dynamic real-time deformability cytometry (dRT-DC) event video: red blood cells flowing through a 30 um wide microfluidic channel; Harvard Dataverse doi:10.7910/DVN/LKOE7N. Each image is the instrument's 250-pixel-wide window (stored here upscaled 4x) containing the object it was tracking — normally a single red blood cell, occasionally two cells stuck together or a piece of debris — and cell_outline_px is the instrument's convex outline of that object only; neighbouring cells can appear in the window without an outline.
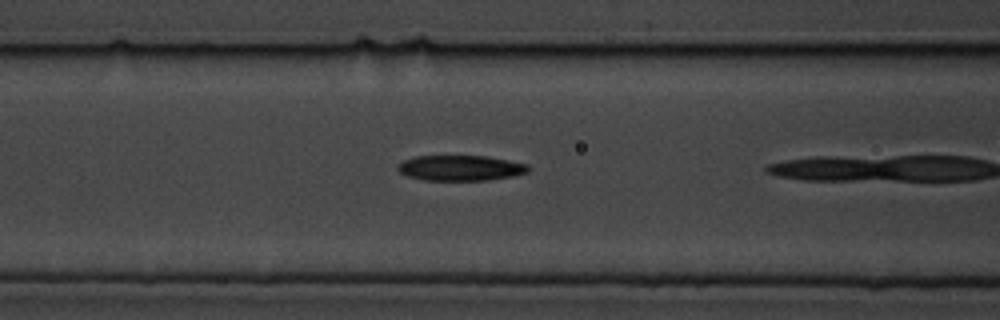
{"species": "common noctule bat (a hibernating species)", "species_latin": "Nyctalus noctula", "temperature_condition": "cold", "stored_images_in_passage": 17, "camera_frame_rate_fps": 3000, "um_per_image_px": 0.085, "animal": {"sex": "male", "body_mass_g": 19.5, "forearm_length_mm": 54.6}, "frame": {"image": 1, "passage_image": 6, "time_ms": 1.667, "image_size_px": [1000, 320], "cell_outline_px": [[528, 172], [512, 176], [488, 180], [424, 180], [408, 176], [400, 172], [396, 168], [396, 164], [404, 160], [416, 156], [488, 156], [528, 164]], "centroid_in_image_um": [39.11, 14.27], "position_along_channel_um": 127.5, "area_um2": 19.31}}
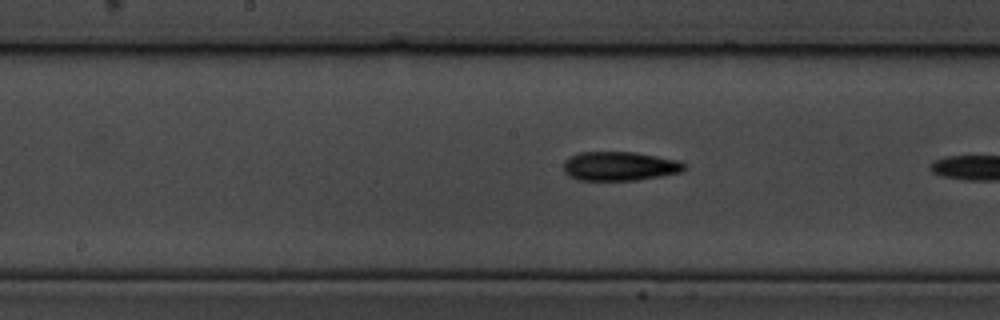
{"frame": {"image": 2, "passage_image": 12, "time_ms": 3.667, "image_size_px": [1000, 320], "cell_outline_px": [[684, 168], [680, 172], [660, 176], [636, 180], [576, 180], [568, 176], [564, 172], [564, 160], [580, 152], [636, 152], [680, 160], [684, 164]], "centroid_in_image_um": [52.64, 14.12], "position_along_channel_um": 195.6, "area_um2": 20.46}}